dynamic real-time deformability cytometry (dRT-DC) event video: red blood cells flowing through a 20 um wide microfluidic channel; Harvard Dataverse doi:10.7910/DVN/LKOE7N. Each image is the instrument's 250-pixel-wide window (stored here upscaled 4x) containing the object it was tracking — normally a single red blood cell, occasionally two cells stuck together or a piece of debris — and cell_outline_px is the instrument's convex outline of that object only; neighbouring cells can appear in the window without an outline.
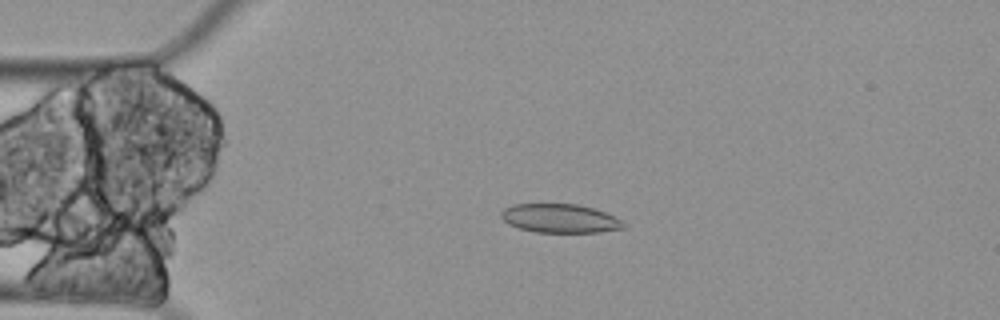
{"species": "Egyptian fruit bat (a non-hibernating species)", "species_latin": "Rousettus aegyptiacus", "temperature_condition": "cold", "stored_images_in_passage": 5, "camera_frame_rate_fps": 3000, "um_per_image_px": 0.085, "animal": {"sex": "female"}, "frame": {"image": 1, "passage_image": 4, "time_ms": 1.0, "image_size_px": [1000, 320], "cell_outline_px": [[628, 224], [624, 228], [600, 232], [536, 232], [520, 228], [508, 224], [500, 216], [500, 212], [504, 208], [512, 204], [576, 204], [592, 208], [604, 212]], "centroid_in_image_um": [47.58, 18.56], "position_along_channel_um": 37.4, "area_um2": 20.46}}